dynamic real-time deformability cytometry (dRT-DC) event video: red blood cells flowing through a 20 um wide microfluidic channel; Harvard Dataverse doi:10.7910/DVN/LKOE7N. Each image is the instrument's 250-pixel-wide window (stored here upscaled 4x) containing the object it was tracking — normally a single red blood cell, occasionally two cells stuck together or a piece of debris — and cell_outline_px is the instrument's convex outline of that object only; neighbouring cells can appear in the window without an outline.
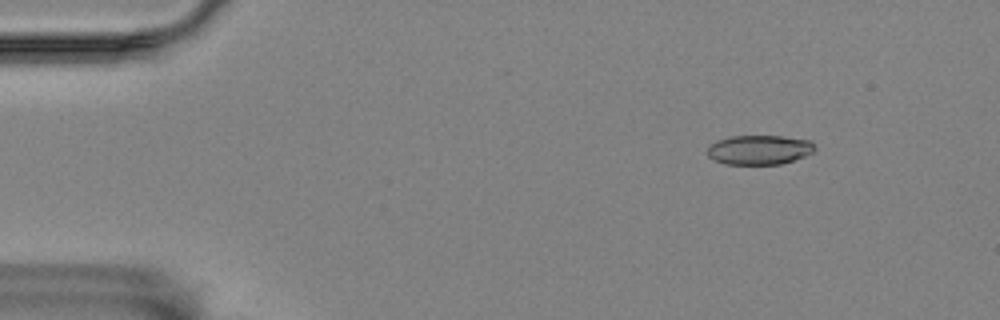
{"species": "Egyptian fruit bat (a non-hibernating species)", "species_latin": "Rousettus aegyptiacus", "temperature_condition": "room temperature", "stored_images_in_passage": 43, "camera_frame_rate_fps": 3000, "um_per_image_px": 0.085, "animal": {"sex": "female"}, "frame": {"image": 1, "passage_image": 2, "time_ms": 0.333, "image_size_px": [1000, 320], "cell_outline_px": [[816, 148], [812, 152], [804, 156], [780, 164], [724, 164], [712, 160], [708, 156], [708, 144], [716, 140], [732, 136], [780, 136], [812, 140]], "centroid_in_image_um": [64.51, 12.73], "position_along_channel_um": 20.5, "area_um2": 18.55}}
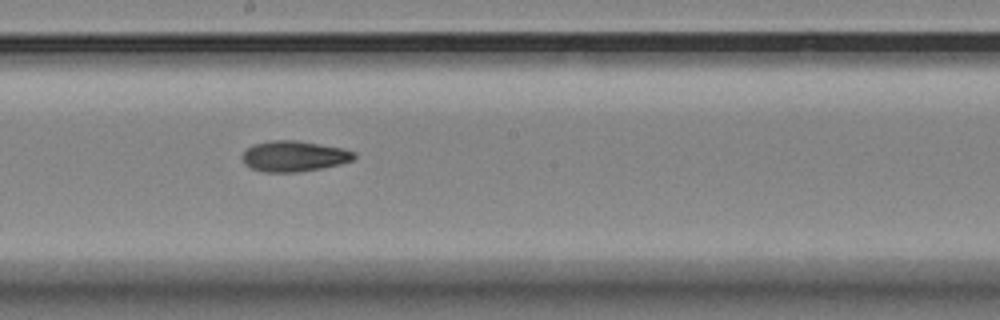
{"frame": {"image": 2, "passage_image": 26, "time_ms": 8.333, "image_size_px": [1000, 320], "cell_outline_px": [[356, 156], [352, 160], [340, 164], [320, 168], [296, 172], [264, 172], [252, 168], [244, 164], [240, 156], [252, 144], [268, 140], [296, 140], [344, 148], [356, 152]], "centroid_in_image_um": [24.97, 13.26], "position_along_channel_um": 223.2, "area_um2": 20.11}}
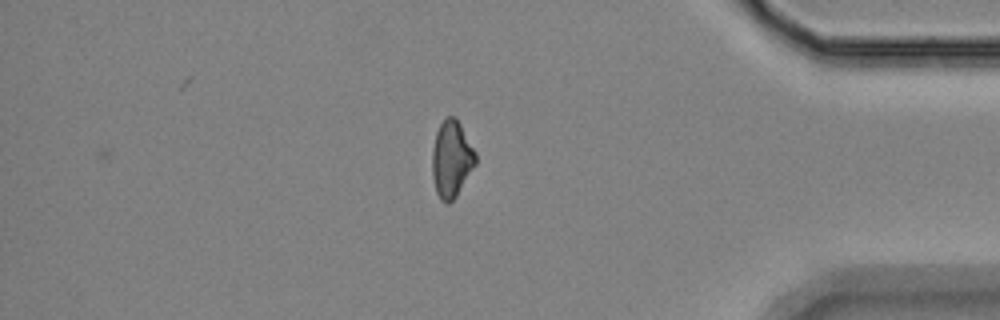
{"frame": {"image": 3, "passage_image": 43, "time_ms": 14.0, "image_size_px": [1000, 320], "cell_outline_px": [[476, 164], [456, 196], [448, 204], [444, 204], [440, 200], [436, 192], [432, 176], [432, 152], [436, 132], [440, 124], [448, 116], [456, 116], [476, 152]], "centroid_in_image_um": [38.37, 13.53], "position_along_channel_um": 396.8, "area_um2": 19.48}}